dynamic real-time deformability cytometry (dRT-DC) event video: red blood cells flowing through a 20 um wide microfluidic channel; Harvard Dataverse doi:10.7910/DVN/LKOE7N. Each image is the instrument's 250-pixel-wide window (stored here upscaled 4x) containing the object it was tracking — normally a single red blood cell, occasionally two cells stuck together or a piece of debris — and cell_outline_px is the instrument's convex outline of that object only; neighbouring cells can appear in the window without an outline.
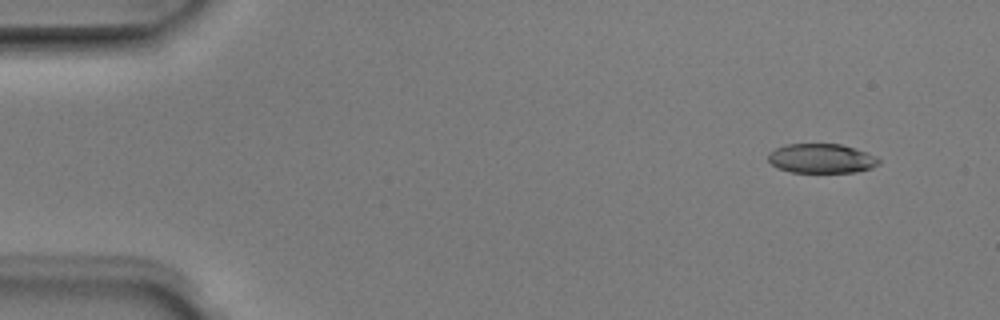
{"species": "Egyptian fruit bat (a non-hibernating species)", "species_latin": "Rousettus aegyptiacus", "temperature_condition": "room temperature", "stored_images_in_passage": 4, "camera_frame_rate_fps": 3000, "um_per_image_px": 0.085, "animal": {"sex": "male"}, "frame": {"image": 1, "passage_image": 1, "time_ms": 0.0, "image_size_px": [1000, 320], "cell_outline_px": [[880, 164], [872, 168], [856, 172], [792, 172], [776, 168], [768, 160], [768, 152], [784, 144], [840, 144], [856, 148], [868, 152], [876, 156], [880, 160]], "centroid_in_image_um": [69.83, 13.46], "position_along_channel_um": 15.2, "area_um2": 19.19}}
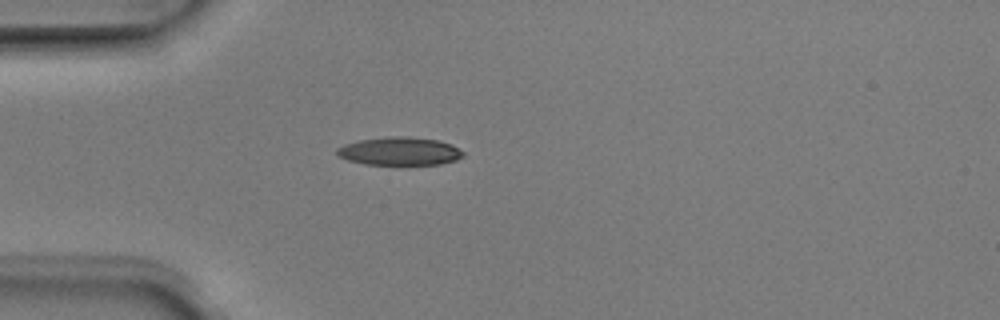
{"frame": {"image": 2, "passage_image": 4, "time_ms": 1.0, "image_size_px": [1000, 320], "cell_outline_px": [[464, 156], [456, 160], [440, 164], [400, 168], [364, 164], [348, 160], [336, 156], [336, 148], [344, 144], [360, 140], [388, 136], [408, 136], [436, 140], [452, 144], [464, 152]], "centroid_in_image_um": [33.95, 12.91], "position_along_channel_um": 51.0, "area_um2": 21.85}}